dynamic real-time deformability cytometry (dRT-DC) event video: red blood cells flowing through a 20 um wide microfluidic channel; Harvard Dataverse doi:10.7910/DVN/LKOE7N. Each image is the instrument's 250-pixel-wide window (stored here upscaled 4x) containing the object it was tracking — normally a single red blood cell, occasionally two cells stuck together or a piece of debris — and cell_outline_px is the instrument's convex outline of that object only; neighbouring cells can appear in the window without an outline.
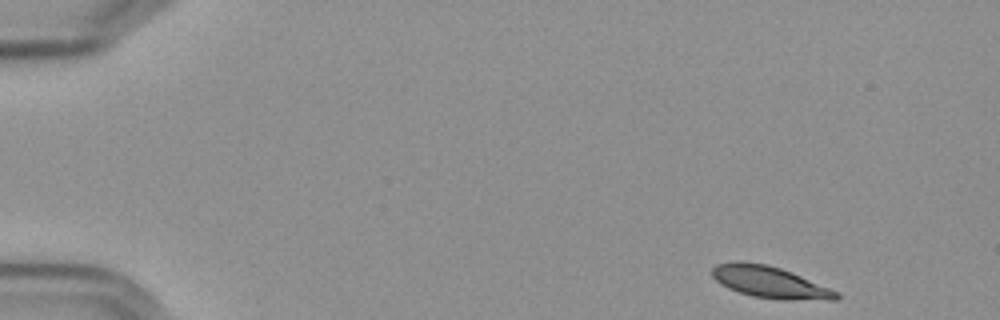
{"species": "Egyptian fruit bat (a non-hibernating species)", "species_latin": "Rousettus aegyptiacus", "temperature_condition": "cold", "stored_images_in_passage": 52, "camera_frame_rate_fps": 3000, "um_per_image_px": 0.085, "frame": {"image": 1, "passage_image": 1, "time_ms": 0.0, "image_size_px": [1000, 320], "cell_outline_px": [[840, 296], [836, 300], [780, 300], [752, 296], [728, 288], [720, 284], [712, 276], [712, 268], [716, 264], [764, 264], [780, 268], [792, 272], [840, 292]], "centroid_in_image_um": [65.54, 24.04], "position_along_channel_um": 19.5, "area_um2": 22.43}}
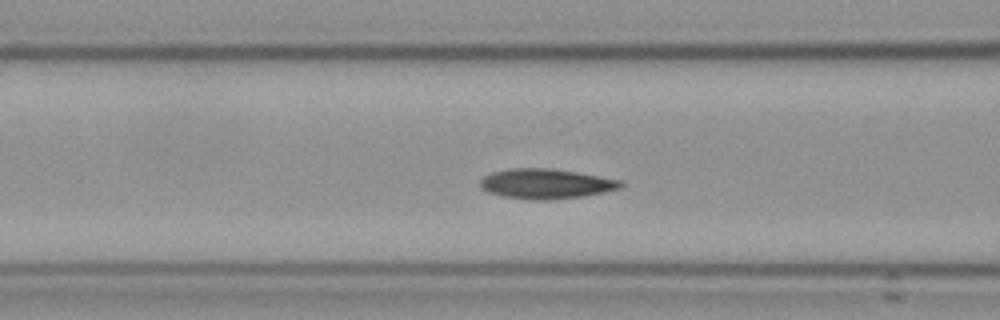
{"frame": {"image": 2, "passage_image": 19, "time_ms": 6.0, "image_size_px": [1000, 320], "cell_outline_px": [[628, 184], [624, 188], [584, 196], [544, 200], [532, 200], [504, 196], [488, 192], [480, 188], [480, 180], [484, 176], [492, 172], [508, 168], [548, 168], [576, 172], [624, 180]], "centroid_in_image_um": [46.47, 15.61], "position_along_channel_um": 120.1, "area_um2": 24.8}}
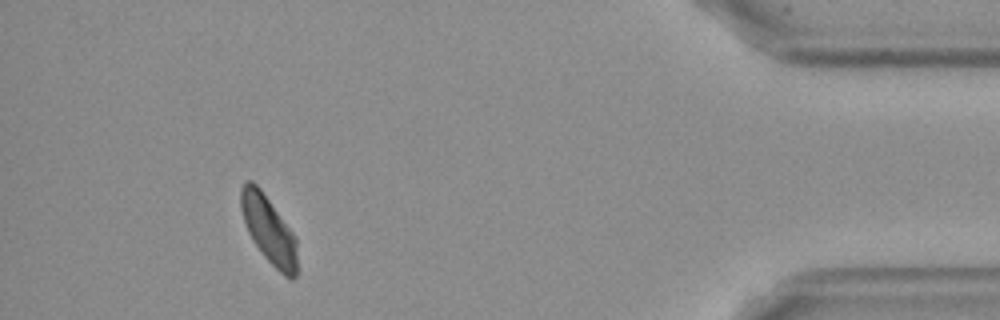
{"frame": {"image": 3, "passage_image": 48, "time_ms": 15.667, "image_size_px": [1000, 320], "cell_outline_px": [[296, 276], [292, 280], [288, 280], [264, 256], [252, 240], [248, 232], [240, 208], [240, 188], [248, 180], [252, 180], [260, 188], [292, 232], [296, 240]], "centroid_in_image_um": [22.82, 19.53], "position_along_channel_um": 412.4, "area_um2": 21.79}, "authors_computed_cell_mechanics": {"area_um2": 23.4957, "velocity_mm_per_s": 3.5598, "shape_relaxation_time_tau1_ms": 3.0373, "shape_relaxation_time_tau2_ms": 3.3122, "deformation_change_tau1": 0.1152, "deformation_change_tau2": 0.0561}}